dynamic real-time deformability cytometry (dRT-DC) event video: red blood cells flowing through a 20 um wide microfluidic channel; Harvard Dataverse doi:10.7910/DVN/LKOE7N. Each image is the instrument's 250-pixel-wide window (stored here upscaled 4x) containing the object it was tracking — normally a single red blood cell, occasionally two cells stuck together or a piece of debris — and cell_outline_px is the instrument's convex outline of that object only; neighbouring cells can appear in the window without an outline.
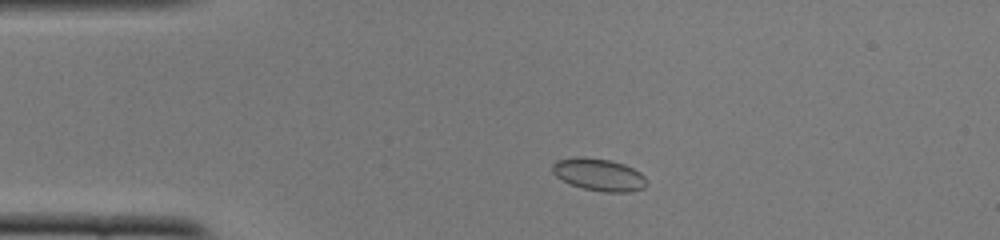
{"species": "common noctule bat (a hibernating species)", "species_latin": "Nyctalus noctula", "temperature_condition": "cold", "stored_images_in_passage": 47, "camera_frame_rate_fps": 3000, "um_per_image_px": 0.085, "animal": {"sex": "female", "body_mass_g": 22.0, "forearm_length_mm": 56.7}, "frame": {"image": 1, "passage_image": 6, "time_ms": 1.667, "image_size_px": [1000, 240], "cell_outline_px": [[648, 184], [644, 188], [632, 192], [604, 192], [584, 188], [572, 184], [556, 176], [552, 172], [552, 164], [556, 160], [576, 156], [584, 156], [612, 160], [624, 164], [640, 172], [648, 180]], "centroid_in_image_um": [50.93, 14.83], "position_along_channel_um": 34.1, "area_um2": 17.98}}
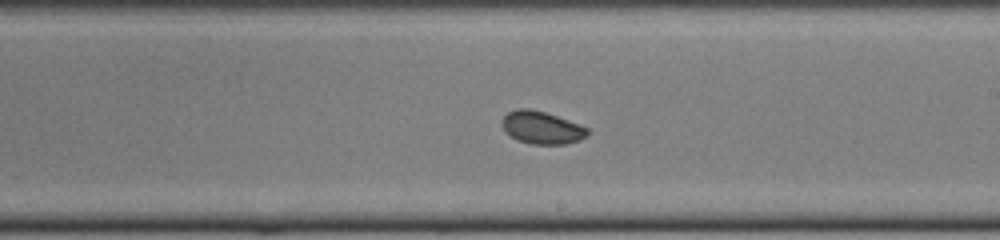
{"frame": {"image": 2, "passage_image": 25, "time_ms": 8.0, "image_size_px": [1000, 240], "cell_outline_px": [[588, 136], [580, 140], [564, 144], [532, 144], [516, 140], [504, 132], [500, 124], [500, 120], [508, 112], [520, 108], [528, 108], [544, 112], [580, 124], [588, 128]], "centroid_in_image_um": [46.01, 10.85], "position_along_channel_um": 243.0, "area_um2": 16.42}}
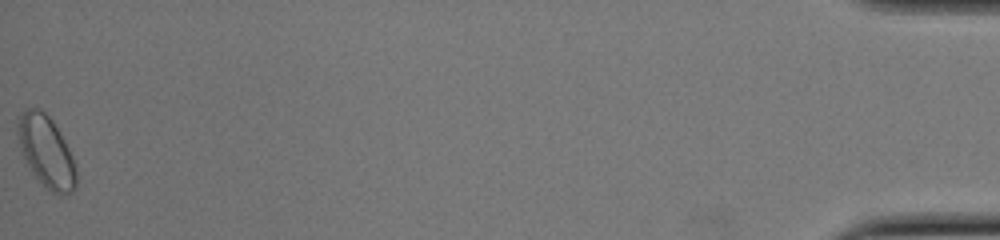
{"frame": {"image": 3, "passage_image": 47, "time_ms": 15.333, "image_size_px": [1000, 240], "cell_outline_px": [[76, 188], [72, 192], [60, 196], [56, 196], [32, 172], [24, 156], [16, 132], [16, 116], [24, 108], [40, 108], [52, 120], [64, 140], [76, 164]], "centroid_in_image_um": [3.92, 12.85], "position_along_channel_um": 431.3, "area_um2": 24.39}, "authors_computed_cell_mechanics": {"area_um2": 16.8776, "velocity_mm_per_s": 3.8998, "shape_relaxation_time_tau1_ms": 6.4687, "shape_relaxation_time_tau2_ms": 1.3571, "deformation_change_tau1": 0.0753, "deformation_change_tau2": 0.0341}}